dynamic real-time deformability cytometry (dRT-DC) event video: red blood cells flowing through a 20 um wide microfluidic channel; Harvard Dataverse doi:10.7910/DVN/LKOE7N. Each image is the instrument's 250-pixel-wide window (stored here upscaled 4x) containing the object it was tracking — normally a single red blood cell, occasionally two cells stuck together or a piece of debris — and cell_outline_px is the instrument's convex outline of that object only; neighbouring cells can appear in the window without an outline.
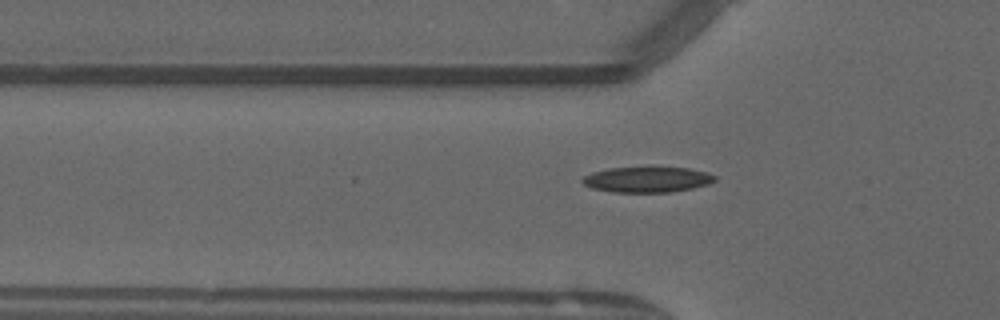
{"species": "common noctule bat (a hibernating species)", "species_latin": "Nyctalus noctula", "temperature_condition": "warm", "stored_images_in_passage": 39, "camera_frame_rate_fps": 3000, "um_per_image_px": 0.085, "animal": {"sex": "male", "forearm_length_mm": 52.5}, "frame": {"image": 1, "passage_image": 5, "time_ms": 1.333, "image_size_px": [1000, 320], "cell_outline_px": [[716, 180], [708, 184], [692, 188], [672, 192], [612, 192], [592, 188], [584, 184], [580, 180], [584, 176], [592, 172], [608, 168], [688, 168], [704, 172], [716, 176]], "centroid_in_image_um": [54.98, 15.27], "position_along_channel_um": 70.8, "area_um2": 19.48}}
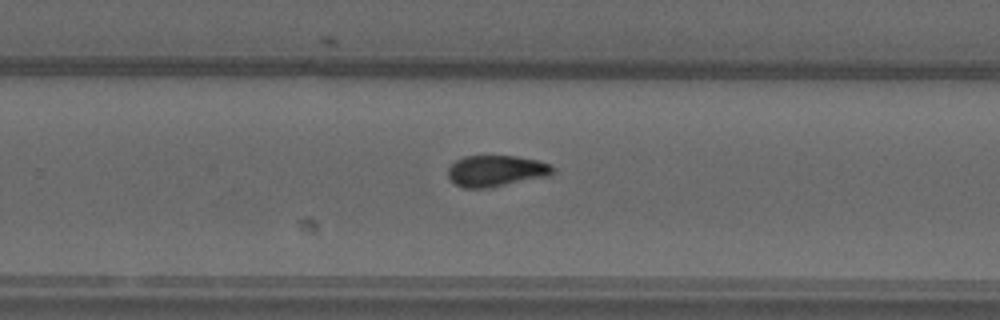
{"frame": {"image": 2, "passage_image": 21, "time_ms": 6.667, "image_size_px": [1000, 320], "cell_outline_px": [[552, 172], [548, 176], [488, 188], [464, 188], [456, 184], [448, 176], [448, 168], [456, 160], [464, 156], [516, 156], [536, 160], [552, 164]], "centroid_in_image_um": [42.15, 14.52], "position_along_channel_um": 287.7, "area_um2": 18.9}}
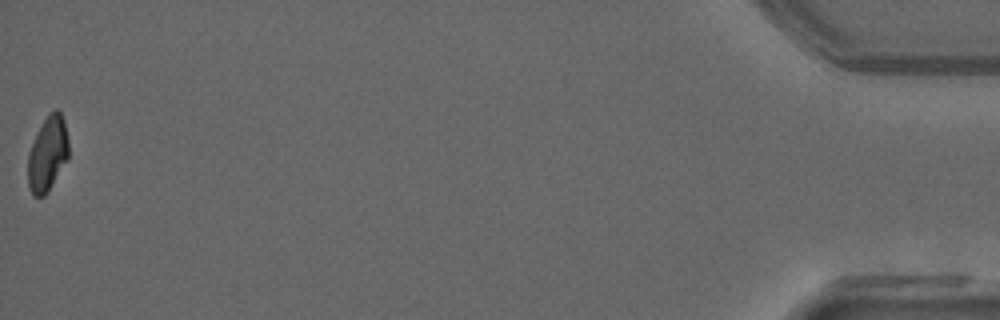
{"frame": {"image": 3, "passage_image": 39, "time_ms": 12.667, "image_size_px": [1000, 320], "cell_outline_px": [[68, 160], [44, 196], [32, 196], [28, 184], [28, 152], [36, 132], [44, 120], [56, 108], [60, 112], [64, 120], [68, 140]], "centroid_in_image_um": [4.04, 13.08], "position_along_channel_um": 431.2, "area_um2": 17.69}, "authors_computed_cell_mechanics": {"area_um2": 19.074, "velocity_mm_per_s": 4.0665, "shape_relaxation_time_tau1_ms": null, "shape_relaxation_time_tau2_ms": 4.064, "deformation_change_tau1": null, "deformation_change_tau2": 0.0957}}